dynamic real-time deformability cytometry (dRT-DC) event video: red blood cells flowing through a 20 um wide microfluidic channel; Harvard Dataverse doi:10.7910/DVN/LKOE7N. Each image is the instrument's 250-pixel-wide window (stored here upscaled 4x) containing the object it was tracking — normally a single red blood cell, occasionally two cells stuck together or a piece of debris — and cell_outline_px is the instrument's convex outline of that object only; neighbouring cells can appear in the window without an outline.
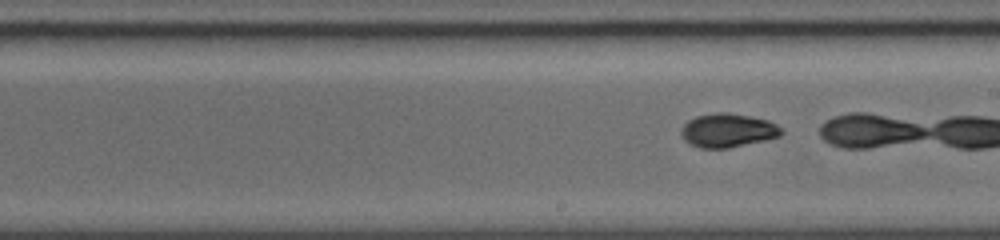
{"species": "common noctule bat (a hibernating species)", "species_latin": "Nyctalus noctula", "temperature_condition": "warm", "stored_images_in_passage": 33, "camera_frame_rate_fps": 5000, "um_per_image_px": 0.085, "animal": {"sex": "female", "body_mass_g": 19.0, "forearm_length_mm": 56.7}, "frame": {"image": 1, "passage_image": 15, "time_ms": 3.4, "image_size_px": [1000, 240], "cell_outline_px": [[784, 132], [780, 136], [764, 140], [728, 148], [700, 148], [688, 144], [684, 140], [680, 132], [680, 128], [688, 120], [696, 116], [716, 112], [728, 112], [768, 120], [776, 124]], "centroid_in_image_um": [61.82, 11.08], "position_along_channel_um": 227.2, "area_um2": 19.77}}